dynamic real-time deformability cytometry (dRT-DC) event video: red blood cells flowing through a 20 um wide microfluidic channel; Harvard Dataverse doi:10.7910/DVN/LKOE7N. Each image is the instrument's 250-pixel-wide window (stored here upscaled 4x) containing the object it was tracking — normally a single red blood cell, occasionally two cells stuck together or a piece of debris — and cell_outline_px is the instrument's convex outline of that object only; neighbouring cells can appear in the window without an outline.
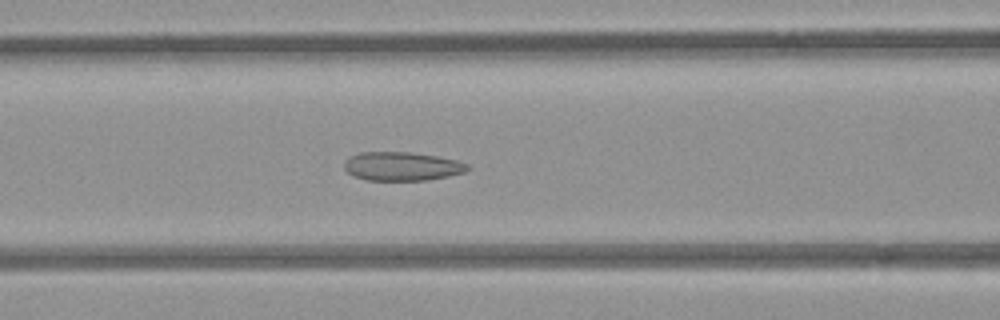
{"species": "common noctule bat (a hibernating species)", "species_latin": "Nyctalus noctula", "temperature_condition": "room temperature", "stored_images_in_passage": 53, "camera_frame_rate_fps": 3000, "um_per_image_px": 0.085, "animal": {"sex": "female", "body_mass_g": 21.9}, "frame": {"image": 1, "passage_image": 22, "time_ms": 7.0, "image_size_px": [1000, 320], "cell_outline_px": [[472, 168], [464, 172], [448, 176], [424, 180], [364, 180], [348, 172], [344, 168], [344, 160], [348, 156], [360, 152], [412, 152], [436, 156], [456, 160], [468, 164]], "centroid_in_image_um": [34.15, 14.12], "position_along_channel_um": 132.5, "area_um2": 20.69}}
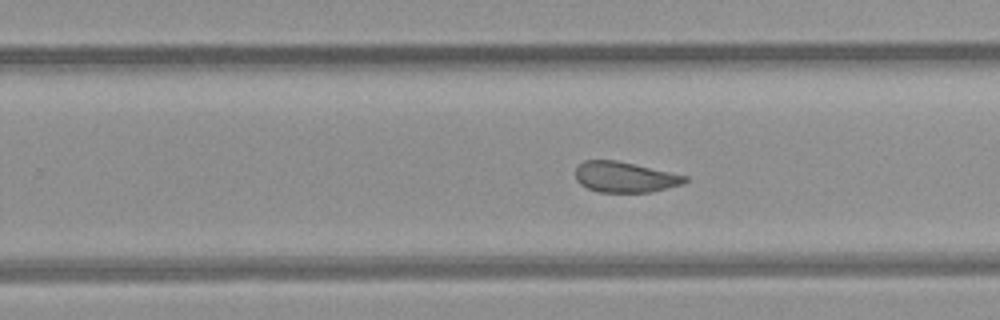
{"frame": {"image": 2, "passage_image": 33, "time_ms": 10.667, "image_size_px": [1000, 320], "cell_outline_px": [[688, 180], [680, 184], [652, 192], [596, 192], [580, 184], [576, 180], [576, 168], [584, 160], [616, 160], [688, 176]], "centroid_in_image_um": [53.08, 15.05], "position_along_channel_um": 276.7, "area_um2": 19.36}}
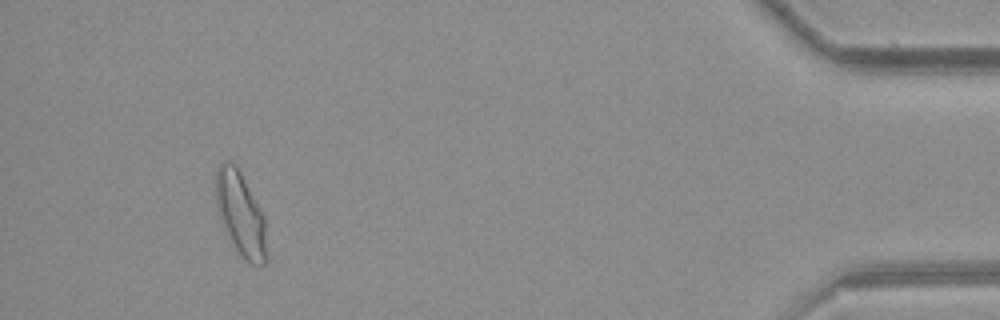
{"frame": {"image": 3, "passage_image": 49, "time_ms": 16.0, "image_size_px": [1000, 320], "cell_outline_px": [[268, 260], [260, 268], [248, 264], [244, 260], [232, 244], [224, 228], [216, 208], [216, 168], [224, 160], [236, 164], [264, 216]], "centroid_in_image_um": [20.47, 18.26], "position_along_channel_um": 414.7, "area_um2": 25.14}, "authors_computed_cell_mechanics": {"area_um2": 22.542, "velocity_mm_per_s": 3.9418, "shape_relaxation_time_tau1_ms": null, "shape_relaxation_time_tau2_ms": 1.6698, "deformation_change_tau1": null, "deformation_change_tau2": 0.0818}}